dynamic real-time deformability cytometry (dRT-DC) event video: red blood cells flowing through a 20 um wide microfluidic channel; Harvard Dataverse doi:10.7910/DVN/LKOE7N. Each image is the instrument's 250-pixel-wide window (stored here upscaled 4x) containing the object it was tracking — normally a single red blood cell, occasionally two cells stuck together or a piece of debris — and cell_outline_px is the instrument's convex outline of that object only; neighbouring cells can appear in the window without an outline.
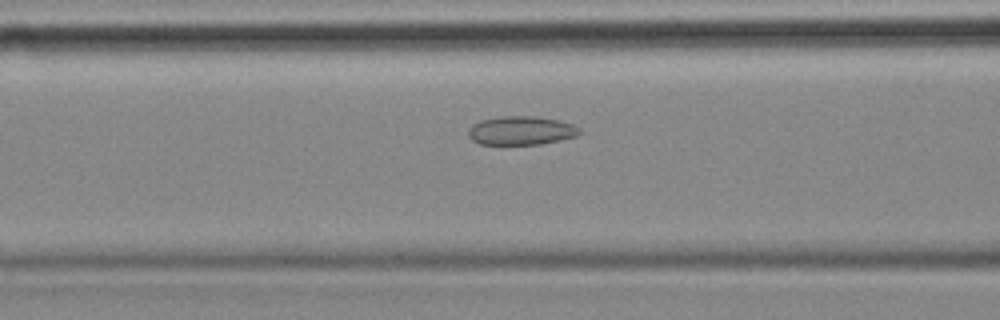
{"species": "common noctule bat (a hibernating species)", "species_latin": "Nyctalus noctula", "temperature_condition": "cold", "stored_images_in_passage": 56, "camera_frame_rate_fps": 3000, "um_per_image_px": 0.085, "animal": {"sex": "female", "body_mass_g": 18.4}, "frame": {"image": 1, "passage_image": 22, "time_ms": 7.0, "image_size_px": [1000, 320], "cell_outline_px": [[580, 132], [576, 136], [560, 140], [540, 144], [480, 144], [472, 140], [468, 136], [468, 128], [472, 124], [480, 120], [500, 116], [536, 116], [556, 120], [572, 124], [580, 128]], "centroid_in_image_um": [44.25, 11.09], "position_along_channel_um": 122.3, "area_um2": 18.61}}
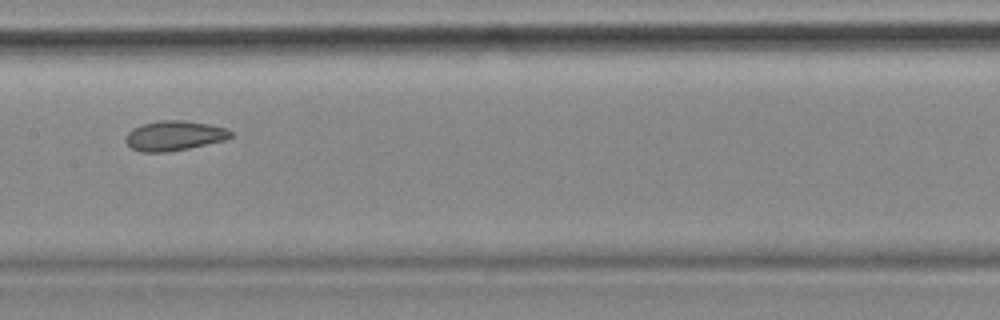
{"frame": {"image": 2, "passage_image": 28, "time_ms": 9.0, "image_size_px": [1000, 320], "cell_outline_px": [[232, 136], [224, 140], [188, 148], [168, 152], [140, 152], [132, 148], [124, 140], [128, 132], [132, 128], [140, 124], [156, 120], [184, 120], [208, 124], [228, 128], [232, 132]], "centroid_in_image_um": [14.78, 11.52], "position_along_channel_um": 192.6, "area_um2": 18.38}}
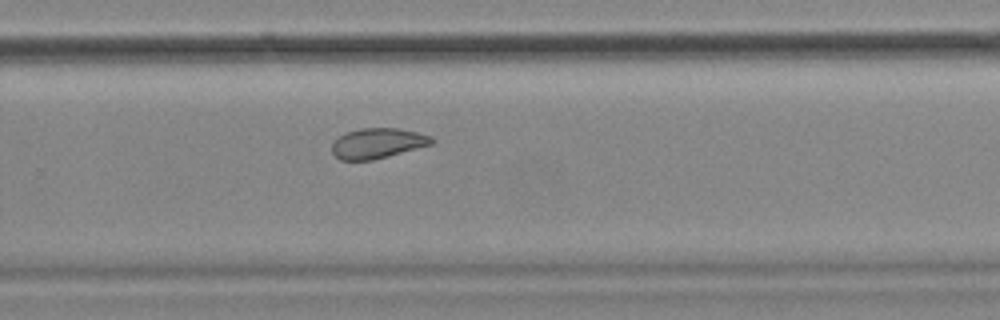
{"frame": {"image": 3, "passage_image": 37, "time_ms": 12.0, "image_size_px": [1000, 320], "cell_outline_px": [[432, 144], [372, 160], [340, 160], [332, 152], [332, 144], [344, 132], [360, 128], [400, 128], [432, 136]], "centroid_in_image_um": [32.07, 12.17], "position_along_channel_um": 297.7, "area_um2": 17.4}, "authors_computed_cell_mechanics": {"area_um2": 19.5942, "velocity_mm_per_s": 3.5242, "shape_relaxation_time_tau1_ms": null, "shape_relaxation_time_tau2_ms": 1.9541, "deformation_change_tau1": null, "deformation_change_tau2": 0.0725}}